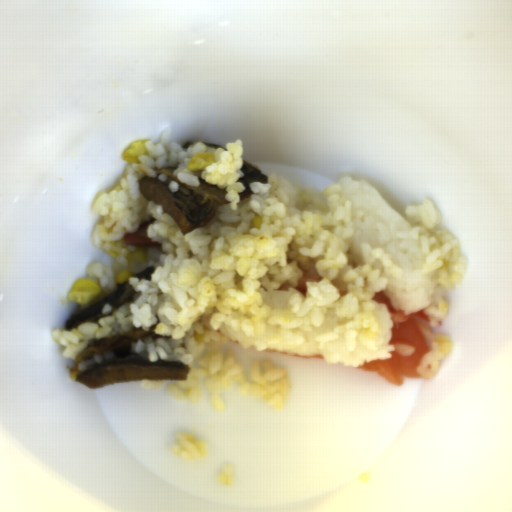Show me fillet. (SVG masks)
<instances>
[{"label": "fillet", "mask_w": 512, "mask_h": 512, "mask_svg": "<svg viewBox=\"0 0 512 512\" xmlns=\"http://www.w3.org/2000/svg\"><path fill=\"white\" fill-rule=\"evenodd\" d=\"M371 300L384 304L392 320L388 342L393 346L392 357L373 359L370 362L365 360L358 368L372 372L382 377L387 383L398 387L404 385V378H423L418 372V366L432 350L431 340L419 328V323H425L429 328L431 326L429 317L425 316V309L414 314H405L402 309L396 310L391 300L382 291L374 295ZM398 343L415 346L414 353L409 357L399 355L394 349Z\"/></svg>", "instance_id": "25842a12"}, {"label": "fillet", "mask_w": 512, "mask_h": 512, "mask_svg": "<svg viewBox=\"0 0 512 512\" xmlns=\"http://www.w3.org/2000/svg\"><path fill=\"white\" fill-rule=\"evenodd\" d=\"M302 273H303V276L301 278H299L298 285H297V287H295L302 294L307 293L306 284L308 282L319 284L322 281L321 278H319V277H311L309 274V270H303Z\"/></svg>", "instance_id": "e2c912f1"}, {"label": "fillet", "mask_w": 512, "mask_h": 512, "mask_svg": "<svg viewBox=\"0 0 512 512\" xmlns=\"http://www.w3.org/2000/svg\"><path fill=\"white\" fill-rule=\"evenodd\" d=\"M265 352L267 353H273V354H279V355H285V356H291V357H297V358H305V359H313V360H321L324 359V356L322 354L318 355H300V354H293L289 352H284L276 349H265Z\"/></svg>", "instance_id": "e495c32b"}]
</instances>
